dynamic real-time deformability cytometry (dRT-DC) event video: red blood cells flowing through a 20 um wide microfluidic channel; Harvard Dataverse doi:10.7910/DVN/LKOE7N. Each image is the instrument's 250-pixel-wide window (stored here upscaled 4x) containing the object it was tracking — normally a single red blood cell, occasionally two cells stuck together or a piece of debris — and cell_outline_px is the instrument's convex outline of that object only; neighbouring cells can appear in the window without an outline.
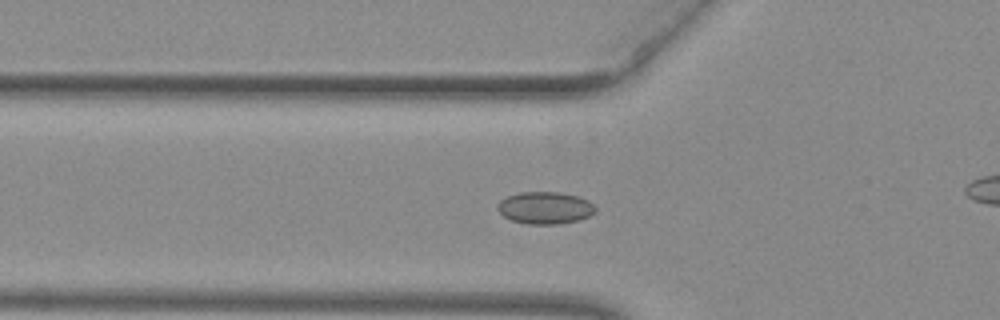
{"species": "common noctule bat (a hibernating species)", "species_latin": "Nyctalus noctula", "temperature_condition": "warm", "stored_images_in_passage": 47, "camera_frame_rate_fps": 3000, "um_per_image_px": 0.085, "animal": {"sex": "female", "body_mass_g": 29.2, "forearm_length_mm": 56.3}, "frame": {"image": 1, "passage_image": 20, "time_ms": 6.333, "image_size_px": [1000, 320], "cell_outline_px": [[596, 212], [588, 216], [576, 220], [556, 224], [528, 224], [512, 220], [504, 216], [496, 208], [496, 204], [500, 200], [508, 196], [520, 192], [560, 192], [576, 196], [588, 200], [596, 208]], "centroid_in_image_um": [46.3, 17.66], "position_along_channel_um": 79.5, "area_um2": 18.21}}
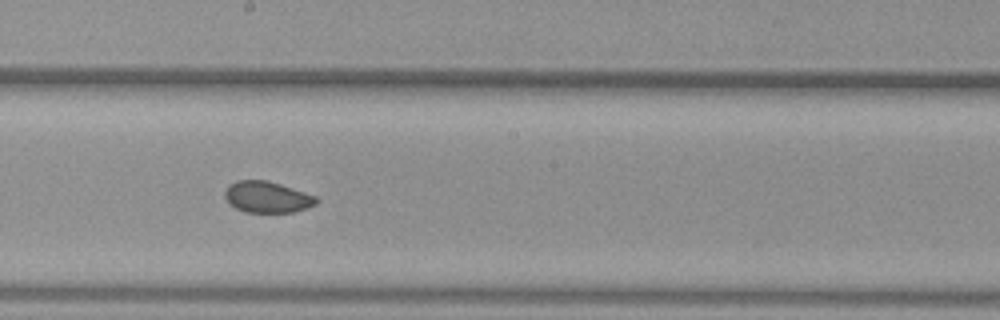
{"frame": {"image": 2, "passage_image": 31, "time_ms": 10.0, "image_size_px": [1000, 320], "cell_outline_px": [[320, 200], [316, 204], [308, 208], [292, 212], [244, 212], [236, 208], [224, 196], [224, 192], [228, 184], [236, 180], [268, 180], [316, 196]], "centroid_in_image_um": [22.72, 16.74], "position_along_channel_um": 225.5, "area_um2": 16.7}}
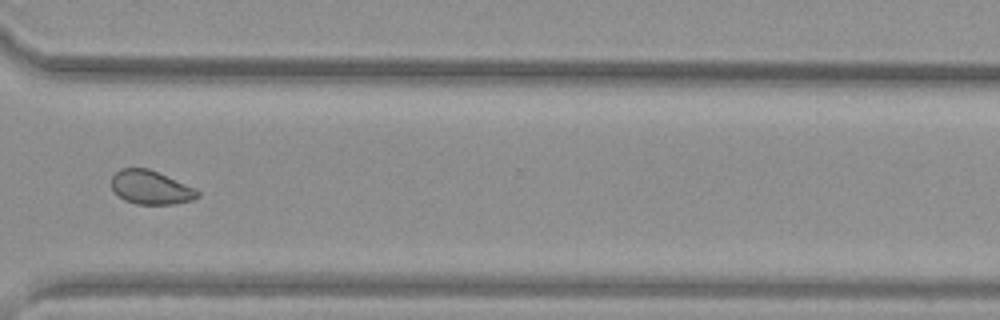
{"frame": {"image": 3, "passage_image": 41, "time_ms": 13.333, "image_size_px": [1000, 320], "cell_outline_px": [[200, 196], [192, 200], [172, 204], [136, 204], [124, 200], [112, 188], [112, 176], [120, 168], [148, 168], [196, 188], [200, 192]], "centroid_in_image_um": [12.84, 15.93], "position_along_channel_um": 357.8, "area_um2": 16.88}}